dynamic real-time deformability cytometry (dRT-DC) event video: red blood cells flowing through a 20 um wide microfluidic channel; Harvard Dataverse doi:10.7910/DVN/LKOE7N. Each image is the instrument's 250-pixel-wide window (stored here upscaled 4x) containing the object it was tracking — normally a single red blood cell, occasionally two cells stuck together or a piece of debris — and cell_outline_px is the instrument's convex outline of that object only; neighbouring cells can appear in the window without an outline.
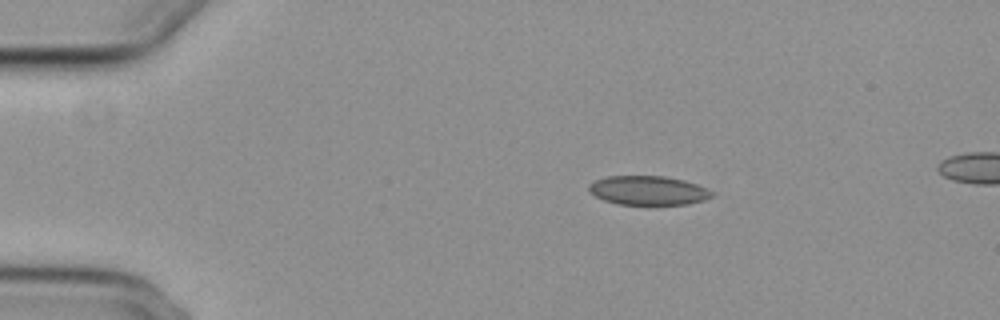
{"species": "common noctule bat (a hibernating species)", "species_latin": "Nyctalus noctula", "temperature_condition": "cold", "stored_images_in_passage": 47, "segment_of_instrument_passage": [1, 2], "camera_frame_rate_fps": 3000, "um_per_image_px": 0.085, "animal": {"sex": "female", "body_mass_g": 29.2, "forearm_length_mm": 56.3}, "frame": {"image": 1, "passage_image": 1, "time_ms": 0.0, "image_size_px": [1000, 320], "cell_outline_px": [[712, 196], [704, 200], [688, 204], [616, 204], [604, 200], [588, 192], [588, 184], [596, 180], [608, 176], [664, 176], [684, 180], [696, 184], [712, 192]], "centroid_in_image_um": [55.05, 16.18], "position_along_channel_um": 30.0, "area_um2": 20.69}}
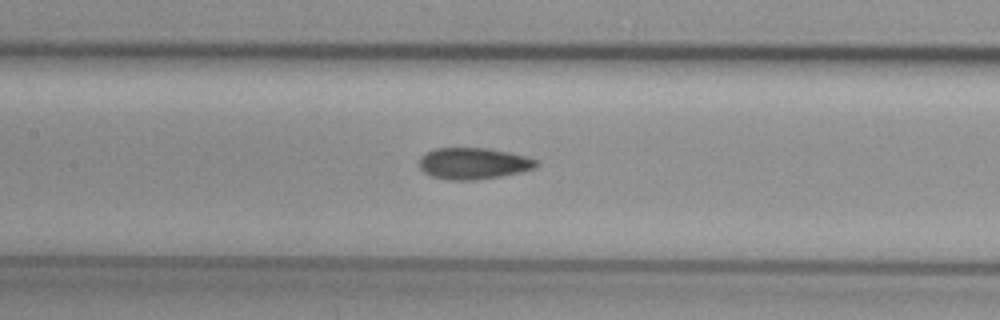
{"frame": {"image": 2, "passage_image": 17, "time_ms": 5.333, "image_size_px": [1000, 320], "cell_outline_px": [[540, 164], [536, 168], [520, 172], [500, 176], [472, 180], [448, 180], [432, 176], [424, 172], [420, 168], [420, 156], [436, 148], [488, 148], [524, 156], [536, 160]], "centroid_in_image_um": [40.24, 13.9], "position_along_channel_um": 167.2, "area_um2": 21.27}}
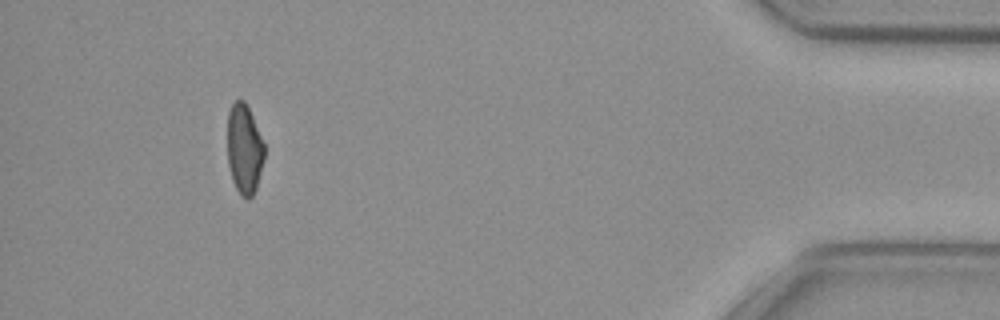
{"frame": {"image": 3, "passage_image": 42, "time_ms": 13.667, "image_size_px": [1000, 320], "cell_outline_px": [[264, 160], [256, 188], [252, 196], [248, 200], [244, 200], [240, 196], [232, 180], [228, 164], [228, 112], [232, 104], [236, 100], [244, 100], [252, 116], [264, 144]], "centroid_in_image_um": [20.76, 12.72], "position_along_channel_um": 414.4, "area_um2": 19.31}}